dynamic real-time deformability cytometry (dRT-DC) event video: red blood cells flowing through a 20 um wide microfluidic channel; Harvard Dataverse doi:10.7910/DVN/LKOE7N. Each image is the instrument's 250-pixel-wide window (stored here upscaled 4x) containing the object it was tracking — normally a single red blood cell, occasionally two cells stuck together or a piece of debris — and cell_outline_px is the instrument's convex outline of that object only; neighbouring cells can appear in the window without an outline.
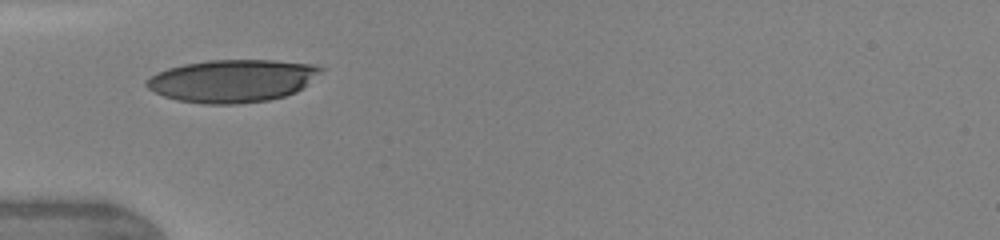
{"species": "human", "species_latin": "Homo sapiens", "temperature_condition": "warm", "stored_images_in_passage": 40, "camera_frame_rate_fps": 3000, "um_per_image_px": 0.085, "donor": {"sex": "female"}, "frame": {"image": 1, "passage_image": 1, "time_ms": 0.0, "image_size_px": [1000, 240], "cell_outline_px": [[328, 68], [296, 92], [284, 96], [268, 100], [236, 104], [204, 104], [176, 100], [164, 96], [148, 88], [144, 84], [144, 80], [156, 72], [168, 68], [184, 64], [208, 60], [276, 60], [312, 64]], "centroid_in_image_um": [19.75, 6.86], "position_along_channel_um": 65.2, "area_um2": 43.58}}
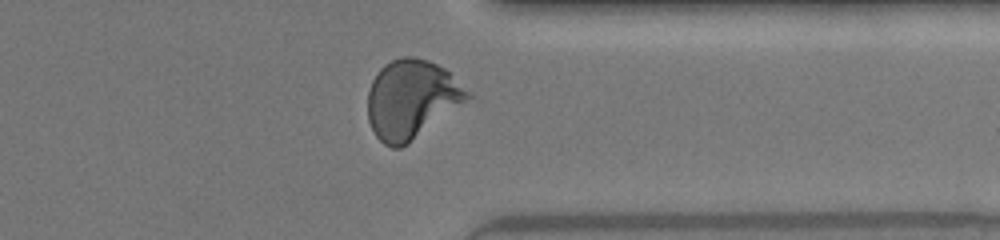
{"frame": {"image": 2, "passage_image": 31, "time_ms": 7.333, "image_size_px": [1000, 240], "cell_outline_px": [[472, 96], [408, 144], [400, 148], [392, 148], [384, 144], [376, 136], [368, 120], [368, 92], [372, 80], [380, 68], [384, 64], [392, 60], [404, 56], [412, 56], [428, 60], [444, 68]], "centroid_in_image_um": [34.93, 8.43], "position_along_channel_um": 376.5, "area_um2": 45.2}}
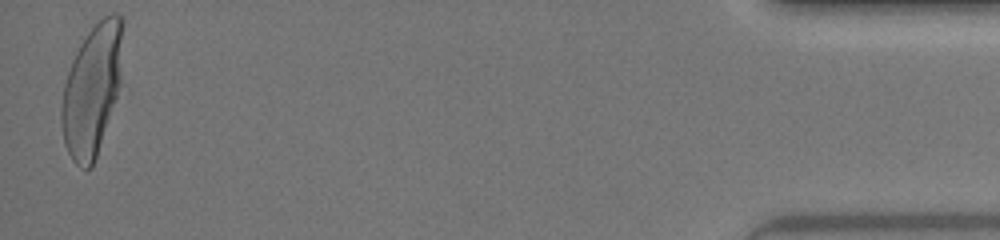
{"frame": {"image": 3, "passage_image": 40, "time_ms": 10.333, "image_size_px": [1000, 240], "cell_outline_px": [[124, 24], [120, 84], [92, 168], [80, 168], [72, 160], [64, 144], [60, 120], [60, 108], [64, 84], [72, 60], [80, 44], [88, 32], [104, 16], [112, 12], [116, 12], [124, 20]], "centroid_in_image_um": [7.81, 7.6], "position_along_channel_um": 427.4, "area_um2": 46.7}, "authors_computed_cell_mechanics": {"area_um2": 44.4771, "velocity_mm_per_s": 4.295, "shape_relaxation_time_tau1_ms": 4.267, "shape_relaxation_time_tau2_ms": null, "deformation_change_tau1": 0.1971, "deformation_change_tau2": null}}